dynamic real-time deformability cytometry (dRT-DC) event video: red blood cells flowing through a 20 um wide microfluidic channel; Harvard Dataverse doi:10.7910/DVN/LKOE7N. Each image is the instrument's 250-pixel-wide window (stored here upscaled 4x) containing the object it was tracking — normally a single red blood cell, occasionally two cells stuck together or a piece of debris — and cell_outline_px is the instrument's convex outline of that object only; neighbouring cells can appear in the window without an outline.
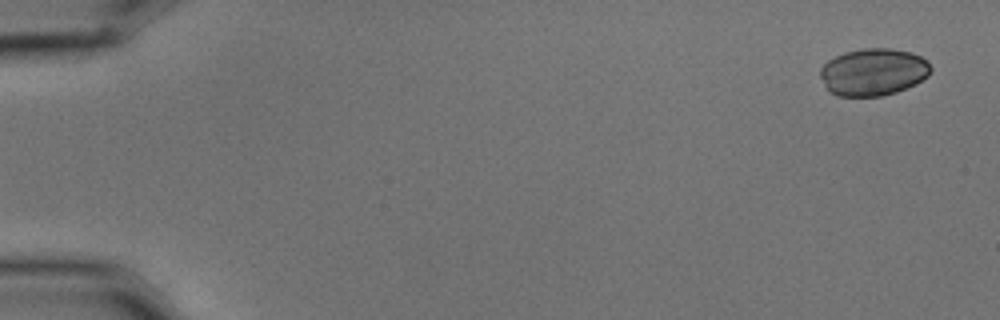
{"species": "common noctule bat (a hibernating species)", "species_latin": "Nyctalus noctula", "temperature_condition": "cold", "stored_images_in_passage": 4, "camera_frame_rate_fps": 3000, "um_per_image_px": 0.085, "animal": {"sex": "male", "body_mass_g": 15.6}, "frame": {"image": 1, "passage_image": 1, "time_ms": 0.0, "image_size_px": [1000, 320], "cell_outline_px": [[932, 68], [928, 76], [916, 84], [896, 92], [880, 96], [836, 96], [828, 92], [820, 76], [820, 68], [828, 60], [844, 52], [864, 48], [888, 48], [912, 52], [928, 60]], "centroid_in_image_um": [74.23, 6.12], "position_along_channel_um": 10.8, "area_um2": 30.69}}